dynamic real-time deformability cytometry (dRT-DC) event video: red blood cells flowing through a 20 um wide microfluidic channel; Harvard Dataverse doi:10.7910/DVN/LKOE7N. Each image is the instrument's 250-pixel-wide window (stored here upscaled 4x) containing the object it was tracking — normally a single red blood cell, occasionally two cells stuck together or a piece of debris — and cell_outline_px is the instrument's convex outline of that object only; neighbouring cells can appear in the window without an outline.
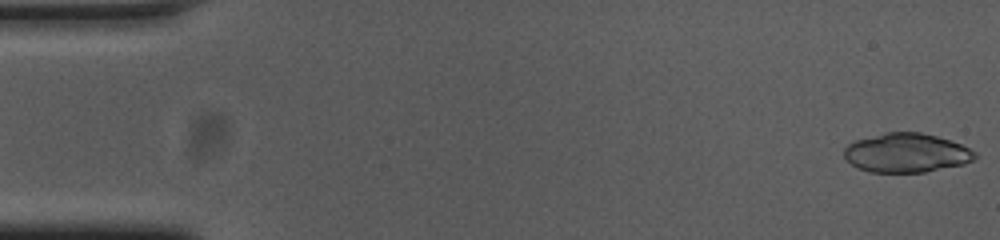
{"species": "common noctule bat (a hibernating species)", "species_latin": "Nyctalus noctula", "temperature_condition": "cold", "stored_images_in_passage": 54, "camera_frame_rate_fps": 3000, "um_per_image_px": 0.085, "animal": {"sex": "female", "body_mass_g": 23.0, "forearm_length_mm": 53.4}, "frame": {"image": 1, "passage_image": 1, "time_ms": 0.0, "image_size_px": [1000, 240], "cell_outline_px": [[976, 160], [964, 164], [924, 172], [872, 172], [860, 168], [852, 164], [844, 156], [844, 148], [848, 144], [856, 140], [888, 132], [920, 132], [936, 136], [960, 144], [976, 152]], "centroid_in_image_um": [77.07, 13.0], "position_along_channel_um": 7.9, "area_um2": 29.54}}